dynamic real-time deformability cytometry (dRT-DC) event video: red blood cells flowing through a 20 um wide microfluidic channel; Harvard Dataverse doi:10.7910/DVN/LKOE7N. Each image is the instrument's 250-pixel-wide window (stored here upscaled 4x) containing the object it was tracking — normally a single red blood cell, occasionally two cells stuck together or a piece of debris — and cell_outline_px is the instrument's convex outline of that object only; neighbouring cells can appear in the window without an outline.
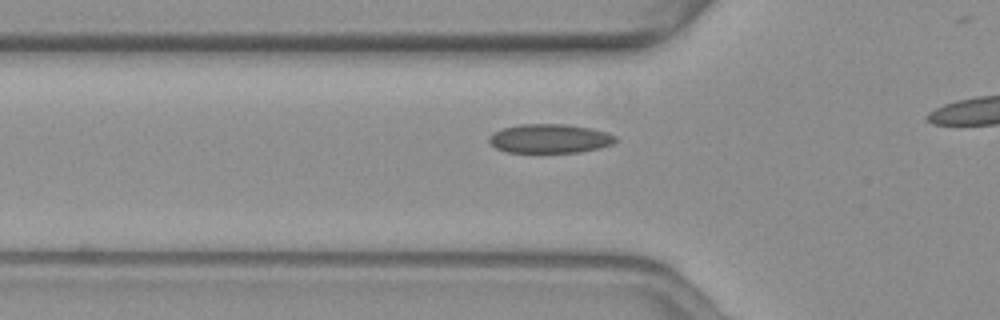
{"species": "common noctule bat (a hibernating species)", "species_latin": "Nyctalus noctula", "temperature_condition": "warm", "stored_images_in_passage": 30, "camera_frame_rate_fps": 3000, "um_per_image_px": 0.085, "animal": {"sex": "female", "body_mass_g": 19.3, "forearm_length_mm": 54.1}, "frame": {"image": 1, "passage_image": 14, "time_ms": 4.333, "image_size_px": [1000, 320], "cell_outline_px": [[616, 140], [612, 144], [600, 148], [580, 152], [508, 152], [496, 148], [488, 140], [488, 136], [492, 132], [500, 128], [520, 124], [564, 124], [592, 128], [608, 132], [616, 136]], "centroid_in_image_um": [46.72, 11.77], "position_along_channel_um": 79.1, "area_um2": 21.56}}
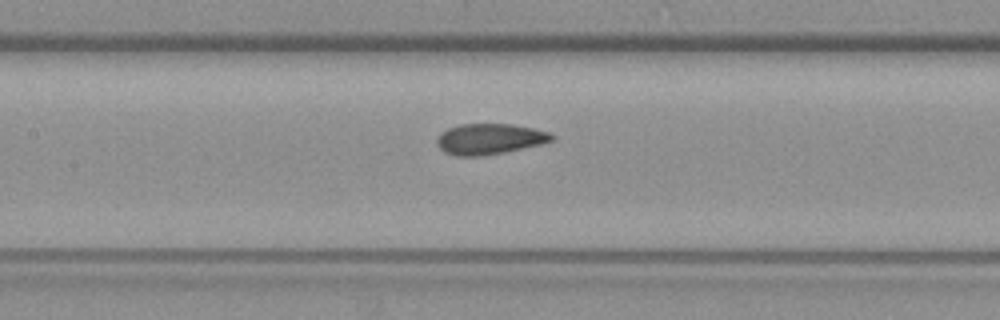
{"frame": {"image": 2, "passage_image": 21, "time_ms": 6.667, "image_size_px": [1000, 320], "cell_outline_px": [[556, 136], [552, 140], [540, 144], [504, 152], [484, 156], [456, 156], [444, 152], [436, 144], [436, 140], [440, 132], [448, 128], [460, 124], [512, 124], [536, 128], [548, 132]], "centroid_in_image_um": [41.59, 11.81], "position_along_channel_um": 165.8, "area_um2": 20.69}}
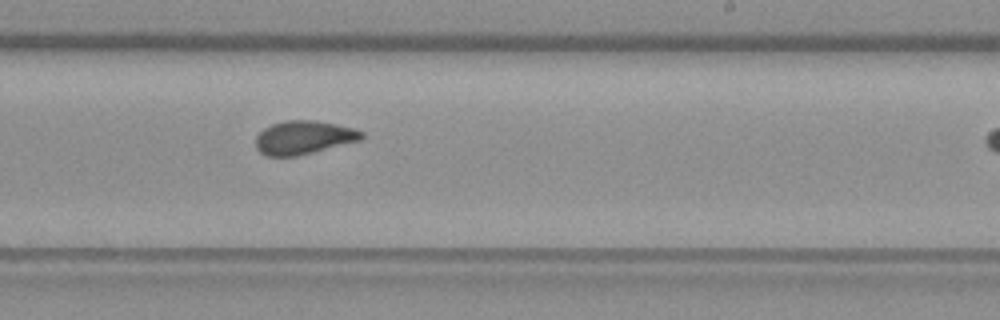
{"frame": {"image": 3, "passage_image": 29, "time_ms": 9.333, "image_size_px": [1000, 320], "cell_outline_px": [[364, 136], [360, 140], [296, 156], [268, 156], [260, 152], [256, 148], [256, 136], [264, 128], [272, 124], [284, 120], [316, 120], [336, 124], [352, 128], [364, 132]], "centroid_in_image_um": [25.79, 11.67], "position_along_channel_um": 263.2, "area_um2": 20.52}}